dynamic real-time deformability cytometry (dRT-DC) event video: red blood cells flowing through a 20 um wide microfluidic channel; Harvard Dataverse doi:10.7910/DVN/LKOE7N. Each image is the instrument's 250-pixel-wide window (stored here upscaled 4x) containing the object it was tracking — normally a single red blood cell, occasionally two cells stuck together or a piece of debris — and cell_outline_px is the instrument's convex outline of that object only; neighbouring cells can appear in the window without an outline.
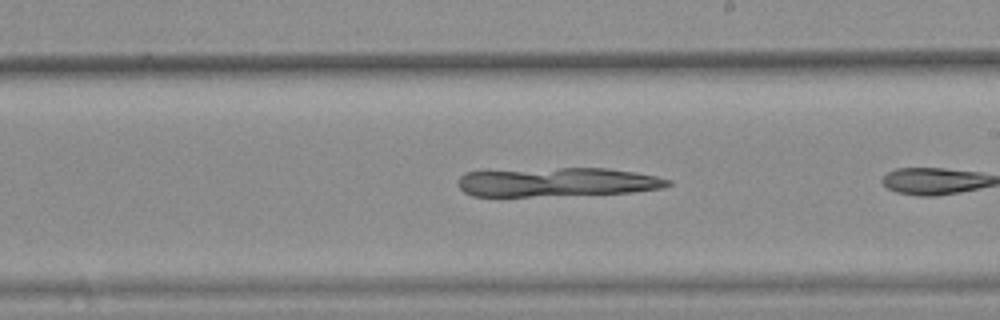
{"species": "common noctule bat (a hibernating species)", "species_latin": "Nyctalus noctula", "temperature_condition": "warm", "stored_images_in_passage": 17, "camera_frame_rate_fps": 3000, "um_per_image_px": 0.085, "animal": {"sex": "female", "body_mass_g": 25.1}, "frame": {"image": 1, "passage_image": 10, "time_ms": 3.0, "image_size_px": [1000, 320], "cell_outline_px": [[672, 184], [660, 188], [632, 192], [532, 196], [472, 196], [464, 192], [460, 188], [460, 176], [464, 172], [560, 168], [608, 168], [636, 172], [656, 176], [672, 180]], "centroid_in_image_um": [47.39, 15.47], "position_along_channel_um": 241.6, "area_um2": 35.08}}